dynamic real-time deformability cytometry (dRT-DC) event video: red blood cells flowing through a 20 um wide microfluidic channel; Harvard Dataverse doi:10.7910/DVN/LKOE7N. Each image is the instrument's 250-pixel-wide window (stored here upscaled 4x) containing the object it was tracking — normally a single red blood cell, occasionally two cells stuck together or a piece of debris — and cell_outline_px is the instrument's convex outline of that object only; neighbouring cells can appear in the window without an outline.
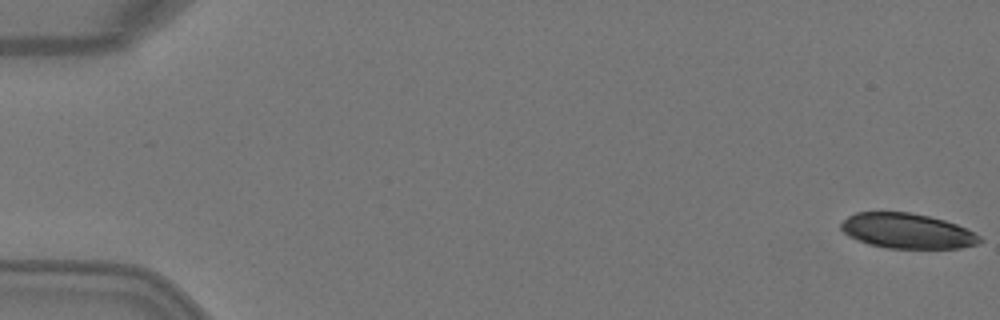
{"species": "Egyptian fruit bat (a non-hibernating species)", "species_latin": "Rousettus aegyptiacus", "temperature_condition": "warm", "stored_images_in_passage": 4, "camera_frame_rate_fps": 3000, "um_per_image_px": 0.085, "animal": {"sex": "female"}, "frame": {"image": 1, "passage_image": 1, "time_ms": 0.0, "image_size_px": [1000, 320], "cell_outline_px": [[984, 240], [976, 244], [960, 248], [888, 248], [868, 244], [856, 240], [848, 236], [840, 228], [840, 224], [848, 216], [856, 212], [908, 212], [928, 216], [944, 220], [956, 224], [980, 236]], "centroid_in_image_um": [77.07, 19.63], "position_along_channel_um": 7.9, "area_um2": 28.26}}
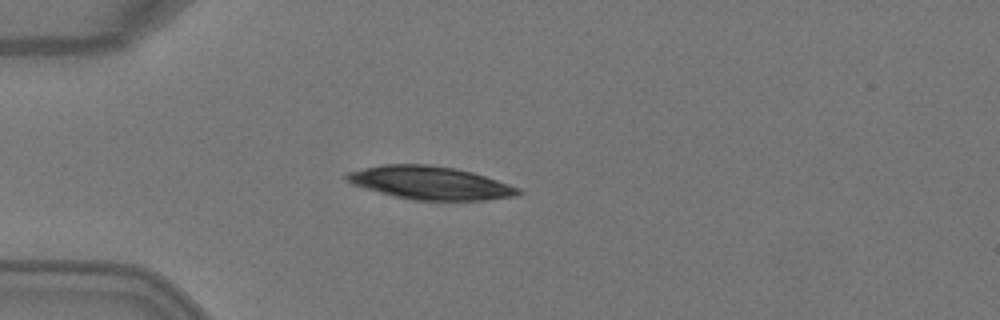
{"frame": {"image": 2, "passage_image": 4, "time_ms": 1.0, "image_size_px": [1000, 320], "cell_outline_px": [[524, 192], [516, 196], [484, 200], [412, 200], [380, 192], [352, 184], [344, 176], [348, 172], [380, 164], [428, 164], [456, 168], [472, 172], [520, 188]], "centroid_in_image_um": [36.58, 15.54], "position_along_channel_um": 48.4, "area_um2": 32.89}}